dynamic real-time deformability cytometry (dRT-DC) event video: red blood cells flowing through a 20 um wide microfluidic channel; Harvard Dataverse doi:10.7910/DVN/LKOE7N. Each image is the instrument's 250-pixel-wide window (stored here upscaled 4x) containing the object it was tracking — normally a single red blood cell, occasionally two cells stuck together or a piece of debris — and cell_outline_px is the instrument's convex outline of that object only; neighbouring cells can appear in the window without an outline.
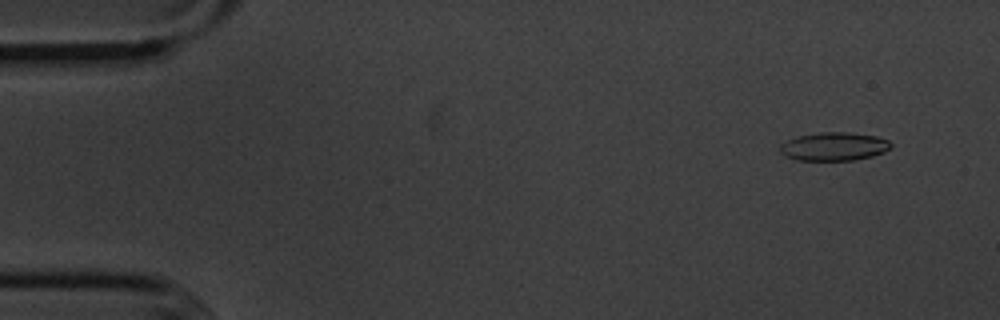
{"species": "common noctule bat (a hibernating species)", "species_latin": "Nyctalus noctula", "temperature_condition": "cold", "stored_images_in_passage": 56, "camera_frame_rate_fps": 3000, "um_per_image_px": 0.085, "animal": {"sex": "male", "body_mass_g": 20.1, "forearm_length_mm": 53.5}, "frame": {"image": 1, "passage_image": 4, "time_ms": 1.0, "image_size_px": [1000, 320], "cell_outline_px": [[892, 148], [884, 152], [872, 156], [856, 160], [796, 160], [784, 156], [780, 152], [780, 144], [796, 136], [820, 132], [852, 132], [876, 136], [888, 140], [892, 144]], "centroid_in_image_um": [70.89, 12.45], "position_along_channel_um": 14.1, "area_um2": 18.55}}
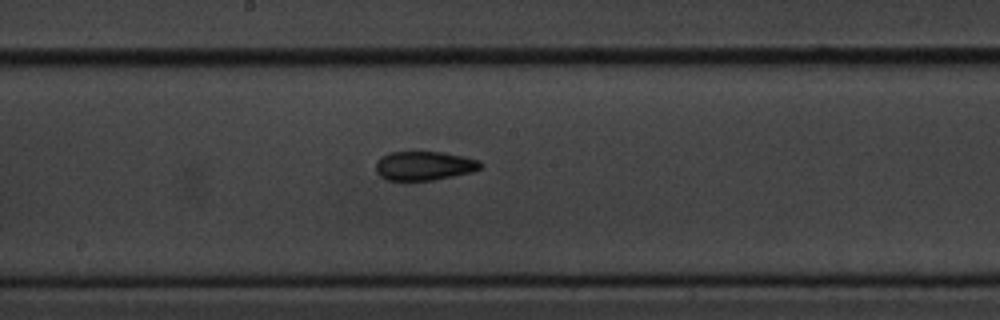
{"frame": {"image": 2, "passage_image": 29, "time_ms": 9.333, "image_size_px": [1000, 320], "cell_outline_px": [[484, 164], [480, 168], [472, 172], [432, 180], [388, 180], [380, 176], [376, 172], [376, 164], [380, 156], [388, 152], [444, 152], [464, 156], [480, 160]], "centroid_in_image_um": [36.07, 14.08], "position_along_channel_um": 212.1, "area_um2": 17.8}}
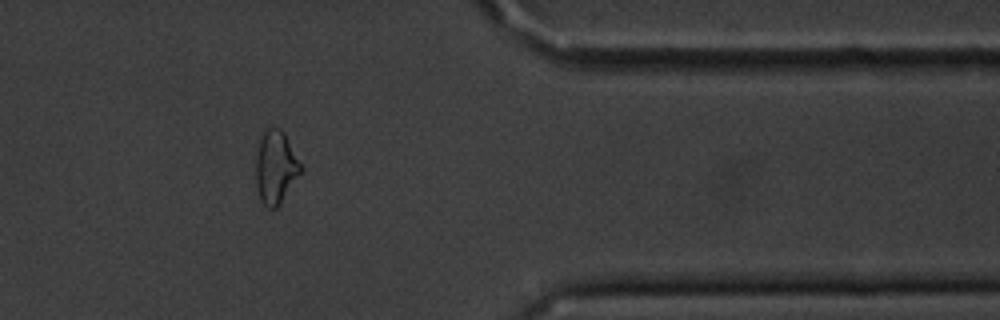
{"frame": {"image": 3, "passage_image": 45, "time_ms": 14.667, "image_size_px": [1000, 320], "cell_outline_px": [[304, 168], [280, 204], [276, 208], [268, 208], [260, 200], [256, 184], [256, 156], [260, 140], [264, 128], [280, 128], [284, 132]], "centroid_in_image_um": [23.44, 14.21], "position_along_channel_um": 388.0, "area_um2": 19.19}, "authors_computed_cell_mechanics": {"area_um2": 18.0914, "velocity_mm_per_s": 3.6319, "shape_relaxation_time_tau1_ms": 7.4853, "shape_relaxation_time_tau2_ms": 2.7618, "deformation_change_tau1": 0.1851, "deformation_change_tau2": 0.0866}}